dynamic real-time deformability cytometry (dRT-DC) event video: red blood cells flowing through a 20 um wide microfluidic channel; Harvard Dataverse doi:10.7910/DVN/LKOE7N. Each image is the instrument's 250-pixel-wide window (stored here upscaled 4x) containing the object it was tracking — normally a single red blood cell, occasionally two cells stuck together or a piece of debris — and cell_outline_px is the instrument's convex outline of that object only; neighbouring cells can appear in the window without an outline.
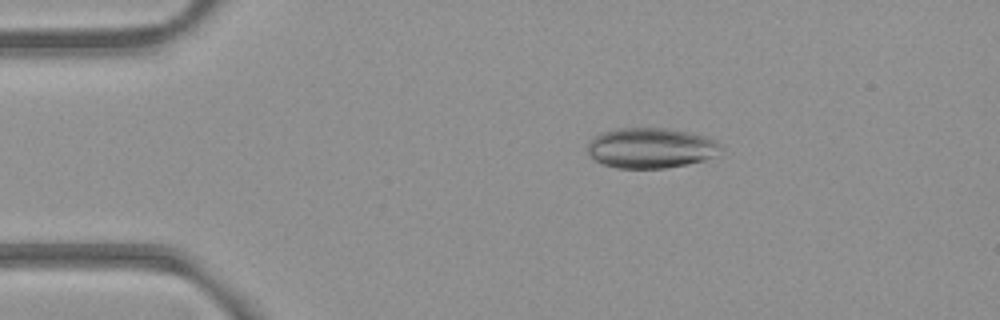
{"species": "common noctule bat (a hibernating species)", "species_latin": "Nyctalus noctula", "temperature_condition": "room temperature", "stored_images_in_passage": 43, "camera_frame_rate_fps": 3000, "um_per_image_px": 0.085, "animal": {"sex": "female", "body_mass_g": 21.9}, "frame": {"image": 1, "passage_image": 1, "time_ms": 0.0, "image_size_px": [1000, 320], "cell_outline_px": [[724, 148], [716, 156], [704, 160], [664, 168], [616, 168], [604, 164], [596, 160], [588, 152], [588, 144], [596, 136], [604, 132], [616, 128], [668, 128], [692, 132], [704, 136], [720, 144]], "centroid_in_image_um": [55.36, 12.57], "position_along_channel_um": 29.6, "area_um2": 31.15}}
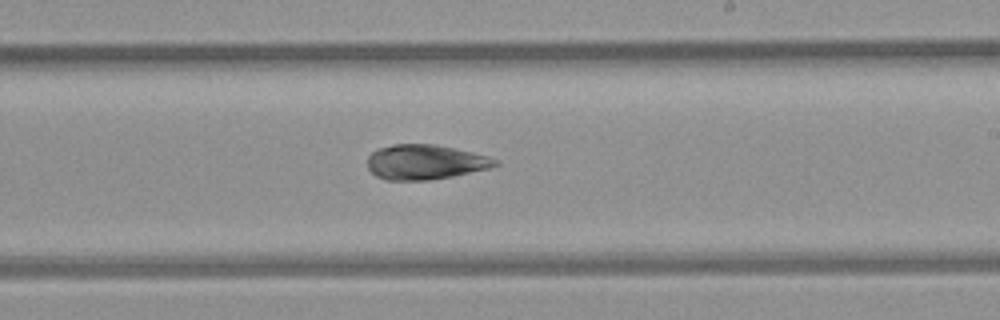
{"frame": {"image": 2, "passage_image": 22, "time_ms": 7.0, "image_size_px": [1000, 320], "cell_outline_px": [[500, 164], [488, 168], [452, 176], [428, 180], [388, 180], [376, 176], [368, 168], [368, 156], [376, 148], [392, 144], [436, 144], [456, 148], [488, 156], [500, 160]], "centroid_in_image_um": [36.13, 13.76], "position_along_channel_um": 252.9, "area_um2": 26.01}}
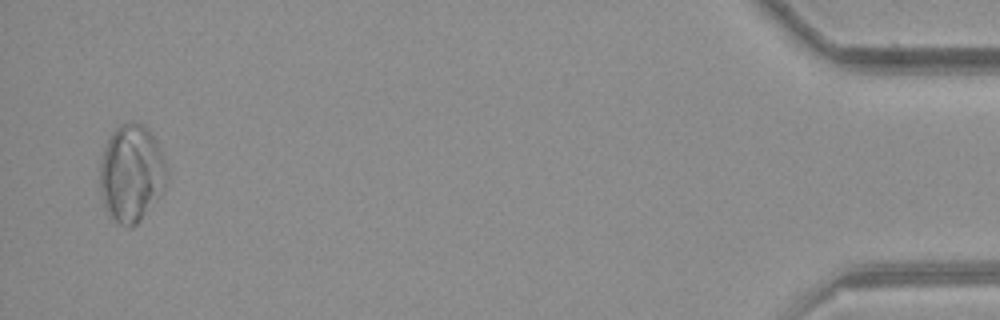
{"frame": {"image": 3, "passage_image": 42, "time_ms": 13.667, "image_size_px": [1000, 320], "cell_outline_px": [[168, 180], [140, 220], [132, 228], [128, 228], [120, 224], [104, 208], [100, 192], [100, 160], [108, 136], [120, 124], [144, 124], [152, 132], [156, 140], [164, 160], [168, 172]], "centroid_in_image_um": [11.15, 14.71], "position_along_channel_um": 424.1, "area_um2": 37.69}, "authors_computed_cell_mechanics": {"area_um2": 28.322, "velocity_mm_per_s": 3.9608, "shape_relaxation_time_tau1_ms": 8.0384, "shape_relaxation_time_tau2_ms": 4.0724, "deformation_change_tau1": 0.1502, "deformation_change_tau2": 0.0969}}